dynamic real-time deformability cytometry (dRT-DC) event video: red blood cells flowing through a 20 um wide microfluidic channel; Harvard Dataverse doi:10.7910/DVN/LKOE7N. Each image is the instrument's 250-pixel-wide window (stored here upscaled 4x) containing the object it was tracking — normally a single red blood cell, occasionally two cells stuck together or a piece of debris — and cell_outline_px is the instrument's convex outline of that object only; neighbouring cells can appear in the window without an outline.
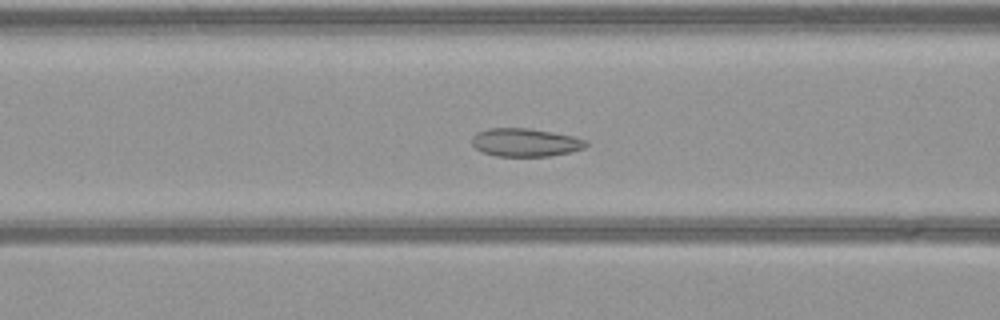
{"species": "common noctule bat (a hibernating species)", "species_latin": "Nyctalus noctula", "temperature_condition": "warm", "stored_images_in_passage": 39, "camera_frame_rate_fps": 3000, "um_per_image_px": 0.085, "animal": {"sex": "female", "body_mass_g": 21.9}, "frame": {"image": 1, "passage_image": 5, "time_ms": 1.333, "image_size_px": [1000, 320], "cell_outline_px": [[588, 144], [584, 148], [552, 156], [496, 156], [484, 152], [476, 148], [472, 144], [472, 136], [476, 132], [488, 128], [528, 128], [552, 132], [572, 136], [588, 140]], "centroid_in_image_um": [44.65, 12.1], "position_along_channel_um": 122.0, "area_um2": 18.73}}
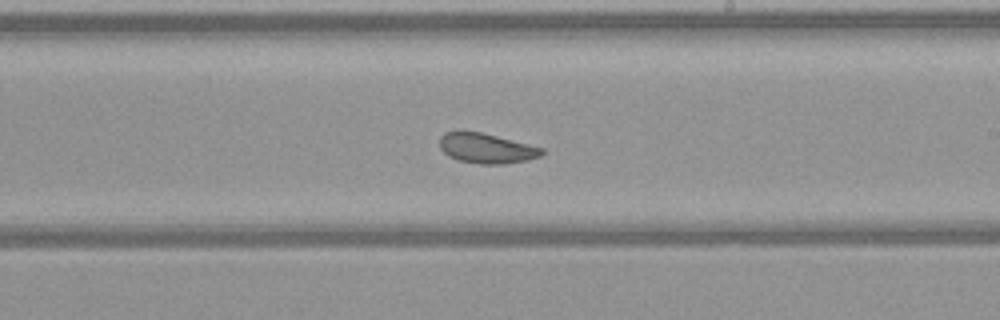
{"frame": {"image": 2, "passage_image": 15, "time_ms": 4.667, "image_size_px": [1000, 320], "cell_outline_px": [[544, 152], [540, 156], [528, 160], [504, 164], [480, 164], [460, 160], [448, 156], [440, 148], [440, 136], [444, 132], [480, 132], [544, 148]], "centroid_in_image_um": [41.36, 12.62], "position_along_channel_um": 247.6, "area_um2": 17.63}}
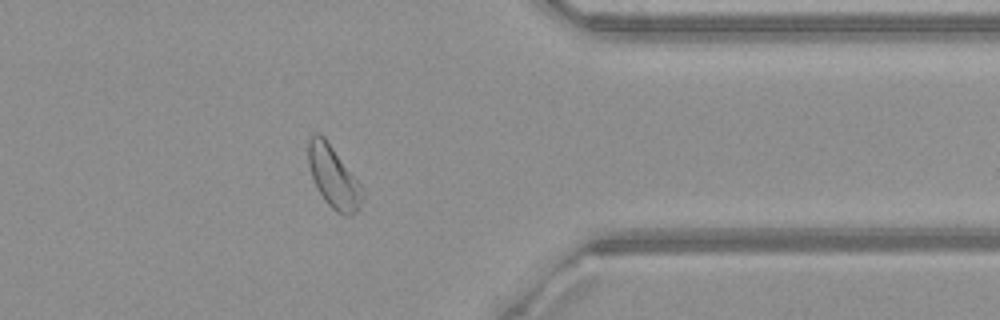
{"frame": {"image": 3, "passage_image": 27, "time_ms": 8.667, "image_size_px": [1000, 320], "cell_outline_px": [[364, 196], [360, 208], [352, 216], [344, 216], [336, 212], [324, 200], [316, 188], [308, 164], [308, 140], [316, 132], [320, 132], [324, 136], [364, 188]], "centroid_in_image_um": [28.37, 15.07], "position_along_channel_um": 383.0, "area_um2": 19.83}}